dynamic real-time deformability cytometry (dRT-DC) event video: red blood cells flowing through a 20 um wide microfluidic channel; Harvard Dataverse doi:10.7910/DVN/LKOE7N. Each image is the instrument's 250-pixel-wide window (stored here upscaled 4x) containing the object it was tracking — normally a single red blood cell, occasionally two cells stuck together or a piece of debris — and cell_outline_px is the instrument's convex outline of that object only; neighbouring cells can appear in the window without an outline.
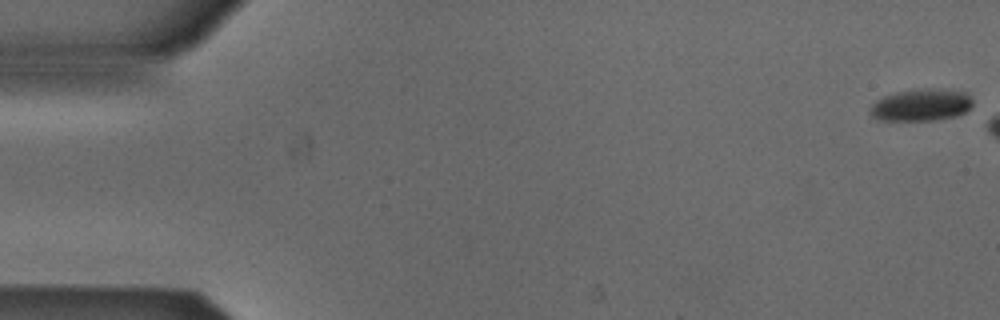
{"species": "Egyptian fruit bat (a non-hibernating species)", "species_latin": "Rousettus aegyptiacus", "temperature_condition": "cold", "stored_images_in_passage": 6, "camera_frame_rate_fps": 3000, "um_per_image_px": 0.085, "animal": {"sex": "male"}, "frame": {"image": 1, "passage_image": 1, "time_ms": 0.0, "image_size_px": [1000, 320], "cell_outline_px": [[972, 104], [964, 112], [956, 116], [932, 120], [880, 120], [872, 116], [868, 112], [872, 104], [876, 100], [884, 96], [896, 92], [968, 92], [972, 100]], "centroid_in_image_um": [78.23, 8.99], "position_along_channel_um": 6.8, "area_um2": 17.98}}